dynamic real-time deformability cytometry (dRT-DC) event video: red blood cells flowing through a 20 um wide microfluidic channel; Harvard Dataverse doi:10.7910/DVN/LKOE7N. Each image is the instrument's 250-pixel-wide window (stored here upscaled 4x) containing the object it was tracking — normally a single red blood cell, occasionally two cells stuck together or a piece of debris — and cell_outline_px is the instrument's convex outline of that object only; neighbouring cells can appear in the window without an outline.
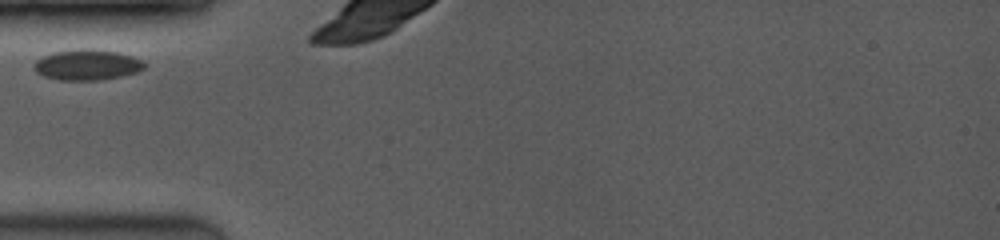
{"species": "common noctule bat (a hibernating species)", "species_latin": "Nyctalus noctula", "temperature_condition": "room temperature", "stored_images_in_passage": 4, "camera_frame_rate_fps": 3500, "um_per_image_px": 0.085, "animal": {"sex": "female", "body_mass_g": 19.0, "forearm_length_mm": 53.3}, "frame": {"image": 1, "passage_image": 1, "time_ms": 0.0, "image_size_px": [1000, 240], "cell_outline_px": [[144, 68], [136, 72], [120, 76], [100, 80], [60, 80], [44, 76], [36, 72], [36, 60], [52, 52], [88, 48], [116, 52], [132, 56], [144, 60]], "centroid_in_image_um": [7.42, 5.51], "position_along_channel_um": 77.6, "area_um2": 19.42}}